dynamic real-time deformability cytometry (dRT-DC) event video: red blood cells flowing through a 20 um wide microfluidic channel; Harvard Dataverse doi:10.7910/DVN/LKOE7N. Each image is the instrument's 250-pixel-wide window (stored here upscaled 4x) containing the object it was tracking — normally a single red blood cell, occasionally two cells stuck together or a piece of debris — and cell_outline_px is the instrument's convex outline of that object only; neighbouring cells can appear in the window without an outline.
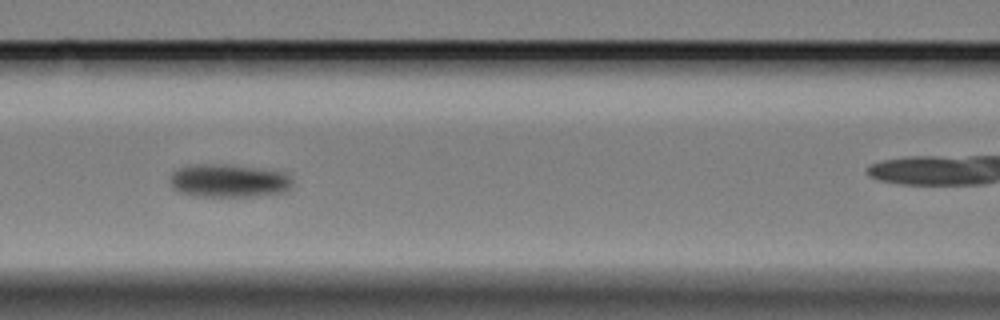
{"species": "Egyptian fruit bat (a non-hibernating species)", "species_latin": "Rousettus aegyptiacus", "temperature_condition": "cold", "stored_images_in_passage": 9, "camera_frame_rate_fps": 3000, "um_per_image_px": 0.085, "animal": {"sex": "female"}, "frame": {"image": 1, "passage_image": 6, "time_ms": 6.0, "image_size_px": [1000, 320], "cell_outline_px": [[292, 188], [288, 192], [256, 196], [196, 196], [176, 192], [172, 188], [168, 180], [172, 172], [188, 164], [228, 164], [284, 172], [292, 180]], "centroid_in_image_um": [19.41, 15.37], "position_along_channel_um": 147.2, "area_um2": 24.1}}
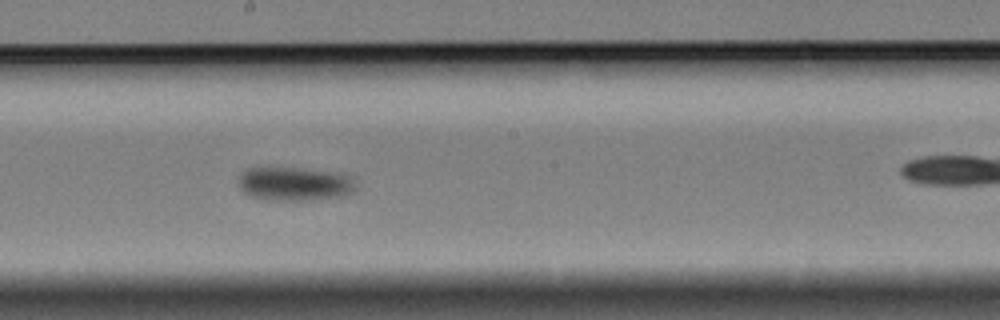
{"frame": {"image": 2, "passage_image": 8, "time_ms": 8.333, "image_size_px": [1000, 320], "cell_outline_px": [[356, 188], [352, 192], [344, 196], [308, 200], [268, 200], [252, 196], [244, 192], [240, 188], [240, 176], [248, 168], [300, 168], [340, 172], [348, 176]], "centroid_in_image_um": [25.06, 15.63], "position_along_channel_um": 223.1, "area_um2": 22.83}}
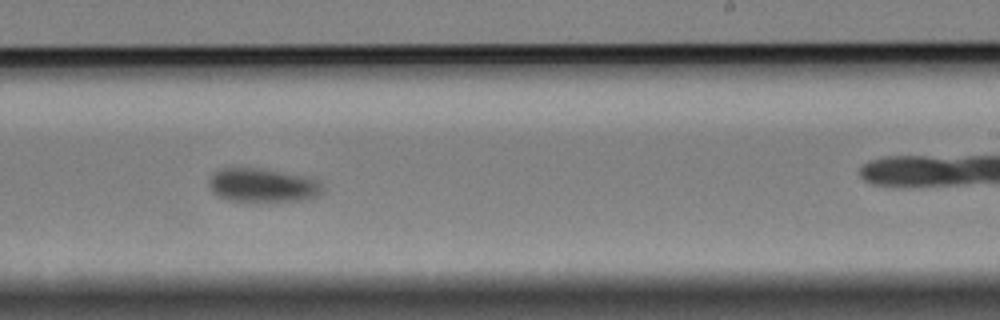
{"frame": {"image": 3, "passage_image": 9, "time_ms": 9.667, "image_size_px": [1000, 320], "cell_outline_px": [[324, 192], [320, 196], [304, 200], [260, 204], [244, 204], [228, 200], [216, 196], [212, 192], [208, 184], [208, 180], [220, 168], [260, 168], [300, 176], [316, 180], [324, 188]], "centroid_in_image_um": [22.29, 15.83], "position_along_channel_um": 266.7, "area_um2": 23.29}}